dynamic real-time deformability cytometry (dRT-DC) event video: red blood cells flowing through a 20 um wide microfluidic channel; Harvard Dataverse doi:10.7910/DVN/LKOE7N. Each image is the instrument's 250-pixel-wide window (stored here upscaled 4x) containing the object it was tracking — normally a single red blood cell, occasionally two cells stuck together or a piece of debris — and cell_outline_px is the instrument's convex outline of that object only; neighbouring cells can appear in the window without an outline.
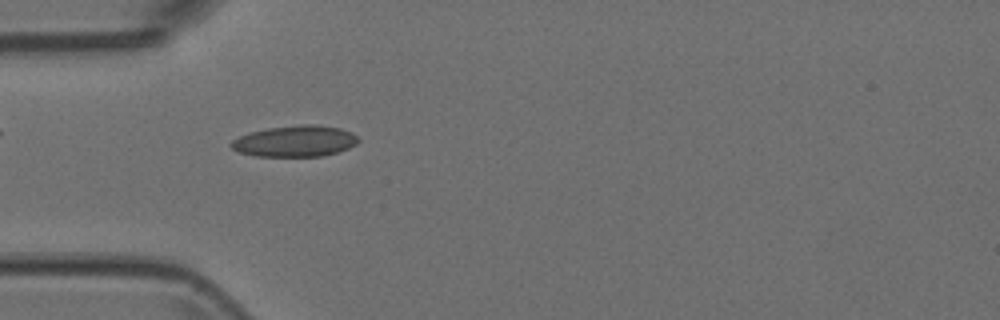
{"species": "Egyptian fruit bat (a non-hibernating species)", "species_latin": "Rousettus aegyptiacus", "temperature_condition": "room temperature", "stored_images_in_passage": 6, "camera_frame_rate_fps": 3000, "um_per_image_px": 0.085, "animal": {"sex": "female"}, "frame": {"image": 1, "passage_image": 5, "time_ms": 1.333, "image_size_px": [1000, 320], "cell_outline_px": [[360, 140], [356, 144], [348, 148], [324, 156], [256, 156], [240, 152], [232, 148], [228, 144], [232, 140], [240, 136], [252, 132], [268, 128], [304, 124], [312, 124], [340, 128], [352, 132]], "centroid_in_image_um": [25.09, 12.0], "position_along_channel_um": 59.9, "area_um2": 22.95}}
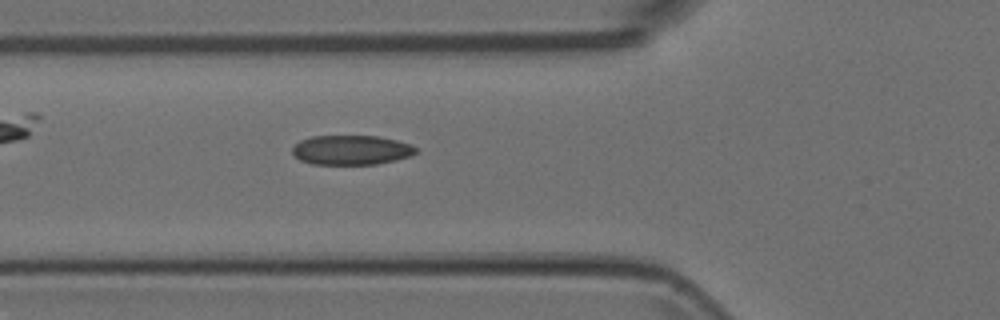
{"frame": {"image": 2, "passage_image": 6, "time_ms": 1.667, "image_size_px": [1000, 320], "cell_outline_px": [[420, 148], [412, 156], [396, 160], [376, 164], [312, 164], [300, 160], [292, 152], [292, 148], [300, 140], [312, 136], [380, 136], [412, 144]], "centroid_in_image_um": [29.91, 12.75], "position_along_channel_um": 95.9, "area_um2": 21.44}}